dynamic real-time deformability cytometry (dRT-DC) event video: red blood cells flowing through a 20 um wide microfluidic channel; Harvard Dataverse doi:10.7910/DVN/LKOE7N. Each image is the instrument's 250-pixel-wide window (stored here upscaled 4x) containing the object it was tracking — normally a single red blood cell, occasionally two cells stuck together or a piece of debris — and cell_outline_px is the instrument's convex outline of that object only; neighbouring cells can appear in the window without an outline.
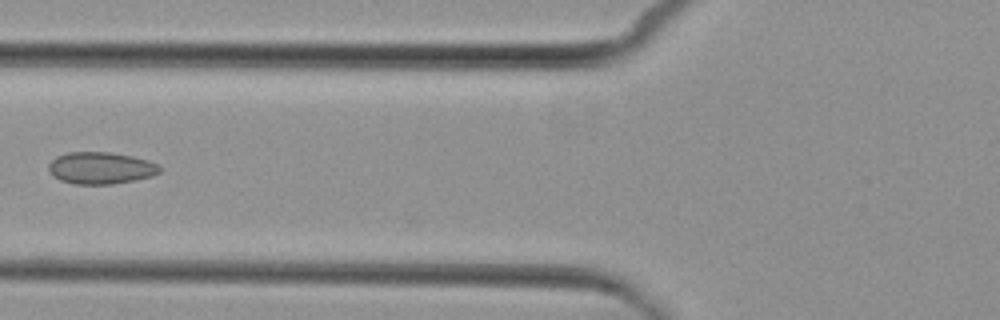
{"species": "common noctule bat (a hibernating species)", "species_latin": "Nyctalus noctula", "temperature_condition": "cold", "stored_images_in_passage": 6, "camera_frame_rate_fps": 3000, "um_per_image_px": 0.085, "animal": {"sex": "female", "body_mass_g": 29.2, "forearm_length_mm": 56.3}, "frame": {"image": 1, "passage_image": 5, "time_ms": 6.0, "image_size_px": [1000, 320], "cell_outline_px": [[160, 172], [152, 176], [136, 180], [112, 184], [72, 184], [60, 180], [52, 176], [48, 172], [48, 164], [56, 156], [68, 152], [108, 152], [132, 156], [148, 160], [156, 164], [160, 168]], "centroid_in_image_um": [8.52, 14.29], "position_along_channel_um": 117.3, "area_um2": 20.81}}
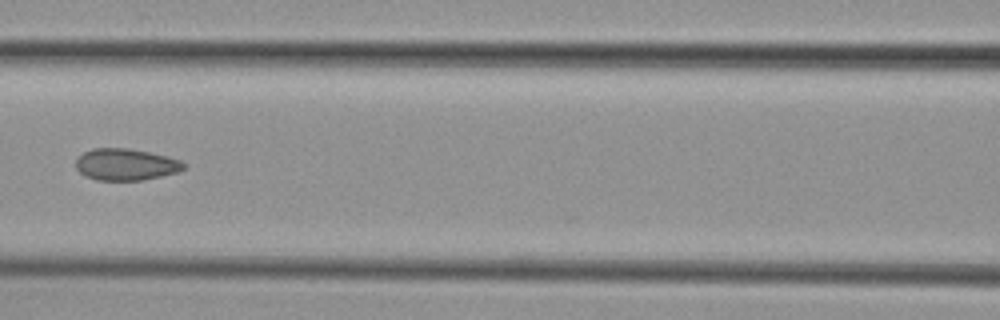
{"frame": {"image": 2, "passage_image": 6, "time_ms": 7.0, "image_size_px": [1000, 320], "cell_outline_px": [[184, 168], [180, 172], [140, 180], [96, 180], [84, 176], [76, 168], [76, 160], [84, 152], [92, 148], [128, 148], [168, 156], [180, 160], [184, 164]], "centroid_in_image_um": [10.68, 13.98], "position_along_channel_um": 155.9, "area_um2": 19.88}}